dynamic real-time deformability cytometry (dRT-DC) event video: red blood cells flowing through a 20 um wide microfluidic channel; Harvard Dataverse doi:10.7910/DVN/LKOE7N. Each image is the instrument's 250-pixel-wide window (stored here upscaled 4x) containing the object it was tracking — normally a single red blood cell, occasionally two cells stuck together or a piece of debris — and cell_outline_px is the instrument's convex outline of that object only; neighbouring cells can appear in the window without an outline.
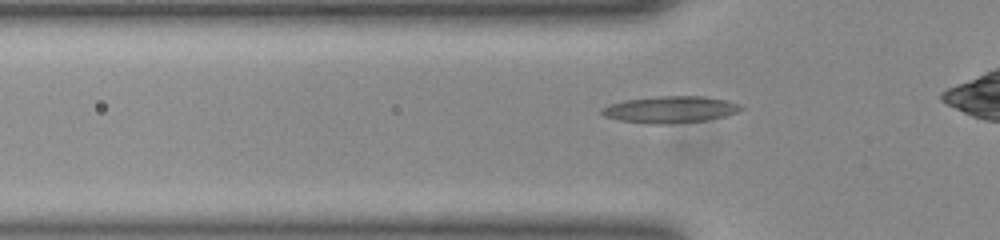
{"species": "common noctule bat (a hibernating species)", "species_latin": "Nyctalus noctula", "temperature_condition": "room temperature", "stored_images_in_passage": 38, "camera_frame_rate_fps": 3000, "um_per_image_px": 0.085, "animal": {"sex": "female", "body_mass_g": 23.0, "forearm_length_mm": 53.4}, "frame": {"image": 1, "passage_image": 8, "time_ms": 2.333, "image_size_px": [1000, 240], "cell_outline_px": [[744, 108], [740, 112], [708, 120], [668, 124], [648, 124], [620, 120], [604, 116], [600, 112], [600, 108], [608, 104], [624, 100], [656, 96], [704, 96], [728, 100], [740, 104]], "centroid_in_image_um": [56.98, 9.3], "position_along_channel_um": 68.8, "area_um2": 22.02}}
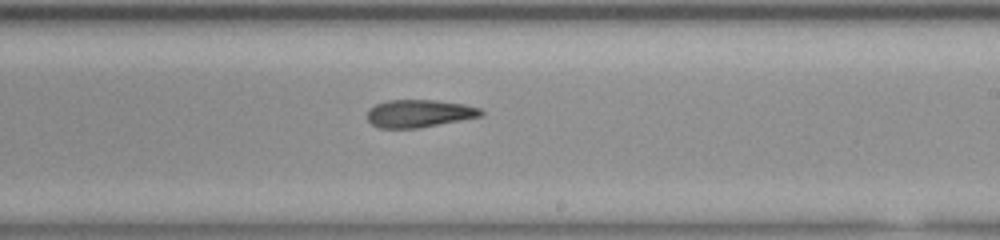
{"frame": {"image": 2, "passage_image": 22, "time_ms": 7.0, "image_size_px": [1000, 240], "cell_outline_px": [[484, 116], [416, 128], [380, 128], [372, 124], [368, 120], [368, 108], [376, 104], [388, 100], [436, 100], [464, 104], [480, 108], [484, 112]], "centroid_in_image_um": [35.64, 9.64], "position_along_channel_um": 253.4, "area_um2": 18.32}}
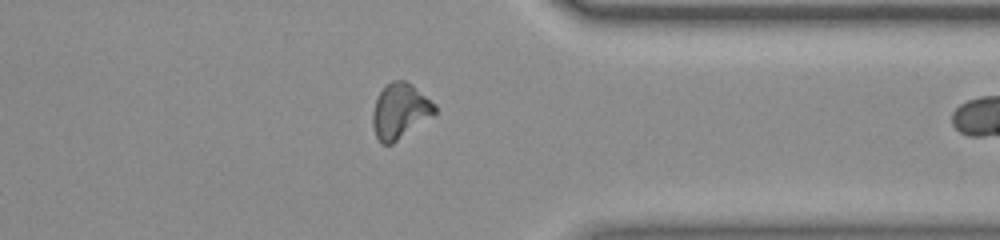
{"frame": {"image": 3, "passage_image": 32, "time_ms": 10.333, "image_size_px": [1000, 240], "cell_outline_px": [[436, 112], [392, 144], [380, 144], [376, 136], [372, 124], [372, 112], [376, 100], [380, 92], [392, 80], [404, 80], [412, 84], [436, 104]], "centroid_in_image_um": [33.98, 9.43], "position_along_channel_um": 377.4, "area_um2": 19.71}, "authors_computed_cell_mechanics": {"area_um2": 19.1896, "velocity_mm_per_s": 3.9526, "shape_relaxation_time_tau1_ms": null, "shape_relaxation_time_tau2_ms": 3.6892, "deformation_change_tau1": null, "deformation_change_tau2": 0.1363}}